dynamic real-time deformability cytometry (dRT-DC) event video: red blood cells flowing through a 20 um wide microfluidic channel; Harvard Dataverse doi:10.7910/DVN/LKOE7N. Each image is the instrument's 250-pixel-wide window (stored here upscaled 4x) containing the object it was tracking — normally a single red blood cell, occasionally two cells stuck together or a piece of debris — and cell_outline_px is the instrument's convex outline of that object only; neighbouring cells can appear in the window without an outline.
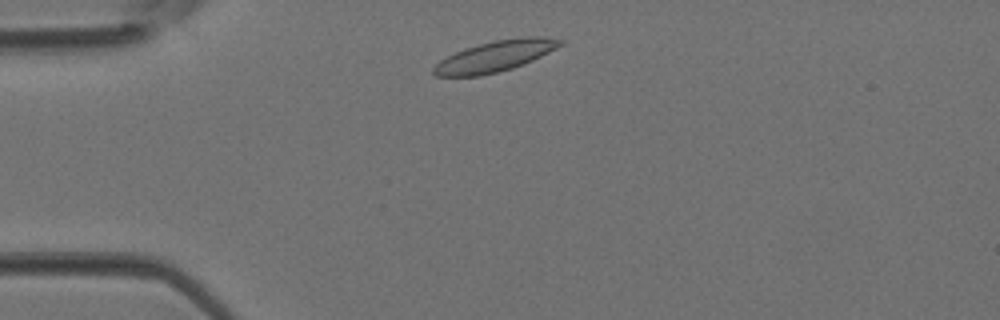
{"species": "Egyptian fruit bat (a non-hibernating species)", "species_latin": "Rousettus aegyptiacus", "temperature_condition": "room temperature", "stored_images_in_passage": 1, "camera_frame_rate_fps": 3000, "um_per_image_px": 0.085, "animal": {"sex": "female"}, "frame": {"image": 1, "passage_image": 1, "time_ms": 0.0, "image_size_px": [1000, 320], "cell_outline_px": [[564, 44], [524, 64], [512, 68], [480, 76], [436, 76], [432, 72], [432, 68], [440, 60], [464, 48], [496, 40], [524, 36], [544, 36], [564, 40]], "centroid_in_image_um": [42.1, 4.77], "position_along_channel_um": 42.9, "area_um2": 22.66}}